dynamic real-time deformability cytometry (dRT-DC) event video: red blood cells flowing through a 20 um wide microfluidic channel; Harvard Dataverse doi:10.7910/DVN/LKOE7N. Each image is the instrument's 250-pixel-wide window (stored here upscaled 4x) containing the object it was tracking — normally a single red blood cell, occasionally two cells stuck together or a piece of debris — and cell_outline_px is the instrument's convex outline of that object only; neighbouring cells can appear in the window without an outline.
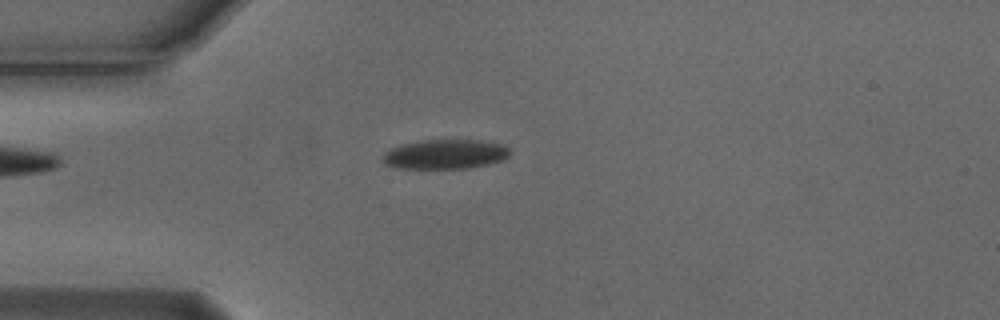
{"species": "Egyptian fruit bat (a non-hibernating species)", "species_latin": "Rousettus aegyptiacus", "temperature_condition": "cold", "stored_images_in_passage": 3, "camera_frame_rate_fps": 3000, "um_per_image_px": 0.085, "animal": {"sex": "male"}, "frame": {"image": 1, "passage_image": 3, "time_ms": 0.667, "image_size_px": [1000, 320], "cell_outline_px": [[512, 152], [504, 160], [488, 164], [468, 168], [396, 168], [384, 164], [380, 160], [380, 156], [384, 152], [400, 144], [420, 140], [480, 140], [504, 144]], "centroid_in_image_um": [37.81, 13.1], "position_along_channel_um": 47.2, "area_um2": 22.25}}